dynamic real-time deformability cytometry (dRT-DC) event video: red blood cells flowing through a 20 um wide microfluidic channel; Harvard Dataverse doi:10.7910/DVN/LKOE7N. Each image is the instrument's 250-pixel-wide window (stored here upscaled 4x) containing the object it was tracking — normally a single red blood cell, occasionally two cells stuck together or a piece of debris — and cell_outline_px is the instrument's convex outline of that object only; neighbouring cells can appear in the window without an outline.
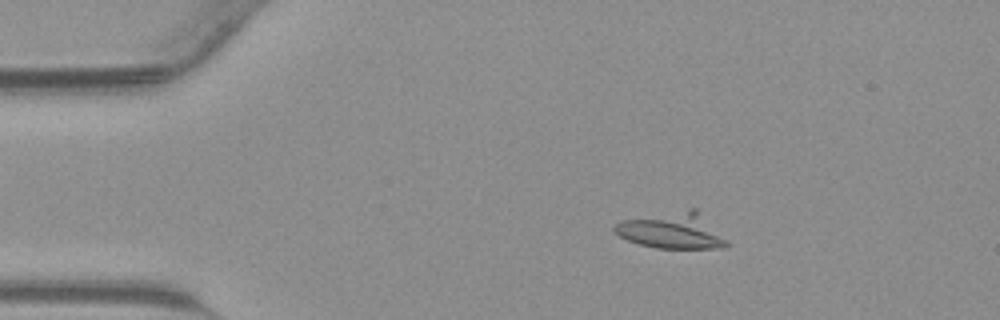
{"species": "common noctule bat (a hibernating species)", "species_latin": "Nyctalus noctula", "temperature_condition": "warm", "stored_images_in_passage": 44, "camera_frame_rate_fps": 3000, "um_per_image_px": 0.085, "animal": {"sex": "male", "body_mass_g": 23.1, "forearm_length_mm": 52.7}, "frame": {"image": 1, "passage_image": 8, "time_ms": 2.333, "image_size_px": [1000, 320], "cell_outline_px": [[728, 244], [724, 248], [656, 248], [640, 244], [628, 240], [612, 232], [612, 228], [620, 220], [692, 208], [696, 208], [728, 240]], "centroid_in_image_um": [57.12, 19.6], "position_along_channel_um": 27.9, "area_um2": 23.58}}
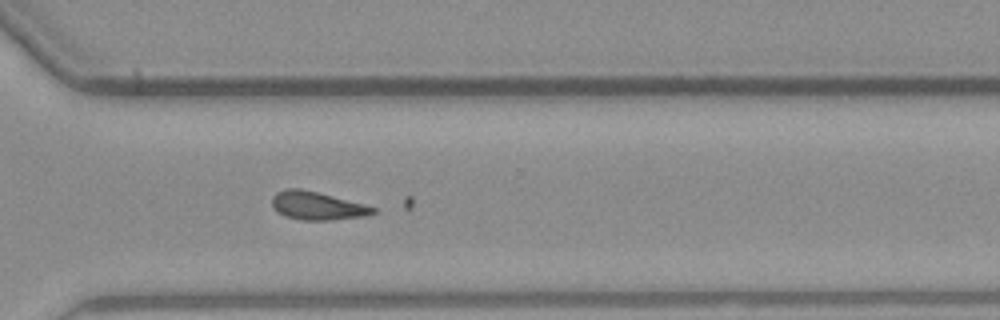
{"frame": {"image": 2, "passage_image": 32, "time_ms": 10.333, "image_size_px": [1000, 320], "cell_outline_px": [[376, 212], [368, 216], [332, 220], [300, 220], [284, 216], [276, 212], [272, 208], [272, 196], [276, 192], [284, 188], [300, 188], [364, 204], [376, 208]], "centroid_in_image_um": [26.92, 17.5], "position_along_channel_um": 343.7, "area_um2": 16.76}}
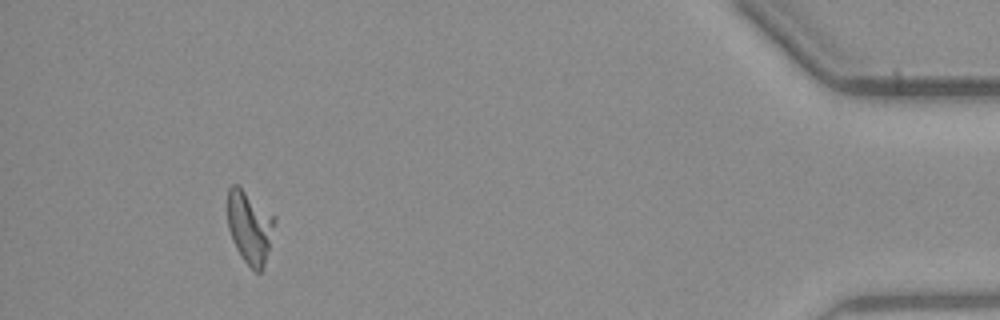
{"frame": {"image": 3, "passage_image": 41, "time_ms": 13.333, "image_size_px": [1000, 320], "cell_outline_px": [[276, 220], [264, 268], [260, 272], [256, 272], [240, 256], [232, 240], [228, 228], [228, 188], [232, 184], [236, 184], [276, 216]], "centroid_in_image_um": [21.24, 19.31], "position_along_channel_um": 414.0, "area_um2": 19.94}}